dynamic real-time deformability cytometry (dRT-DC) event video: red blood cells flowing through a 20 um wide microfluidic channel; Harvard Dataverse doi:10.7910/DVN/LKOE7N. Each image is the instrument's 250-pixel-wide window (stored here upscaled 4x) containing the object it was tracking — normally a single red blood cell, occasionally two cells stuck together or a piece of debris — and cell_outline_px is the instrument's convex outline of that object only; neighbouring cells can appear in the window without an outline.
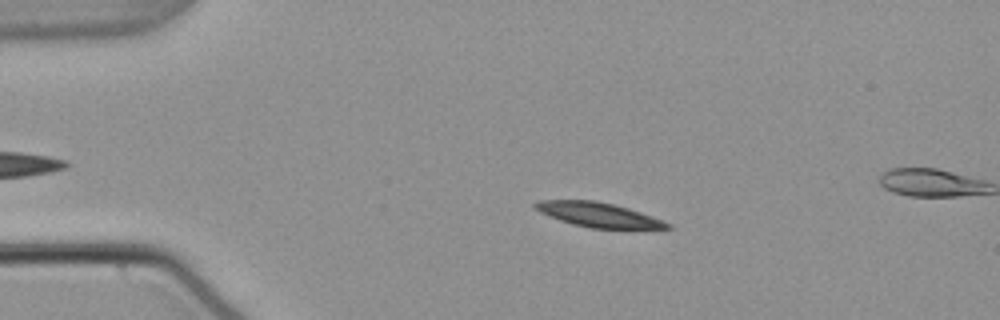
{"species": "common noctule bat (a hibernating species)", "species_latin": "Nyctalus noctula", "temperature_condition": "warm", "stored_images_in_passage": 16, "camera_frame_rate_fps": 3000, "um_per_image_px": 0.085, "animal": {"sex": "male", "body_mass_g": 21.5, "forearm_length_mm": 52.0}, "frame": {"image": 1, "passage_image": 10, "time_ms": 3.0, "image_size_px": [1000, 320], "cell_outline_px": [[672, 228], [592, 228], [572, 224], [560, 220], [540, 212], [532, 204], [536, 200], [596, 200], [628, 208], [664, 220], [672, 224]], "centroid_in_image_um": [50.86, 18.24], "position_along_channel_um": 34.1, "area_um2": 18.73}}